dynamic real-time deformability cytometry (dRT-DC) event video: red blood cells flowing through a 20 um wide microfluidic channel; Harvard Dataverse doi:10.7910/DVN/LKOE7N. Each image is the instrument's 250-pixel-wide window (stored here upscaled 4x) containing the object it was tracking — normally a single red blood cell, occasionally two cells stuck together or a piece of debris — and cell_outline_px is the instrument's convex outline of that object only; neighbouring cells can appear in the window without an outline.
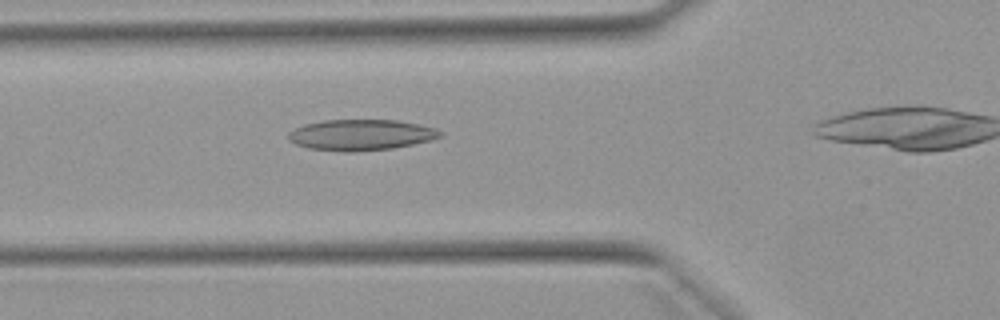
{"species": "Egyptian fruit bat (a non-hibernating species)", "species_latin": "Rousettus aegyptiacus", "temperature_condition": "warm", "stored_images_in_passage": 30, "camera_frame_rate_fps": 3000, "um_per_image_px": 0.085, "animal": {"sex": "female"}, "frame": {"image": 1, "passage_image": 6, "time_ms": 1.667, "image_size_px": [1000, 320], "cell_outline_px": [[444, 136], [432, 140], [392, 148], [352, 152], [344, 152], [308, 148], [296, 144], [288, 140], [288, 132], [304, 124], [324, 120], [396, 120], [436, 128], [444, 132]], "centroid_in_image_um": [30.69, 11.47], "position_along_channel_um": 95.1, "area_um2": 27.4}}
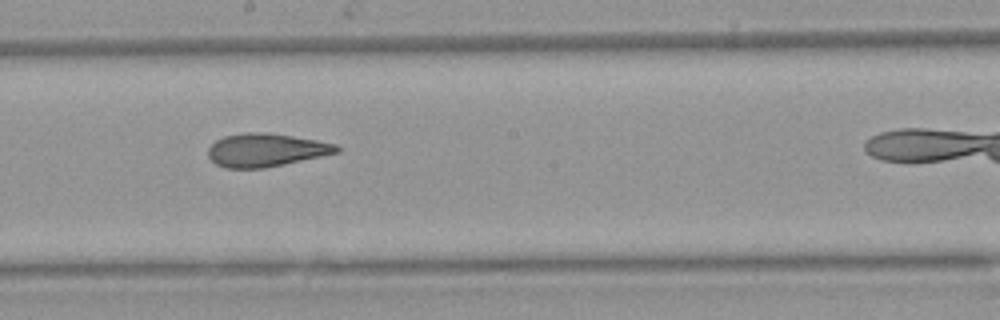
{"frame": {"image": 2, "passage_image": 16, "time_ms": 5.0, "image_size_px": [1000, 320], "cell_outline_px": [[340, 152], [284, 164], [264, 168], [224, 168], [216, 164], [208, 156], [208, 148], [216, 140], [224, 136], [244, 132], [264, 132], [292, 136], [316, 140], [336, 144], [340, 148]], "centroid_in_image_um": [22.59, 12.75], "position_along_channel_um": 225.6, "area_um2": 24.8}}
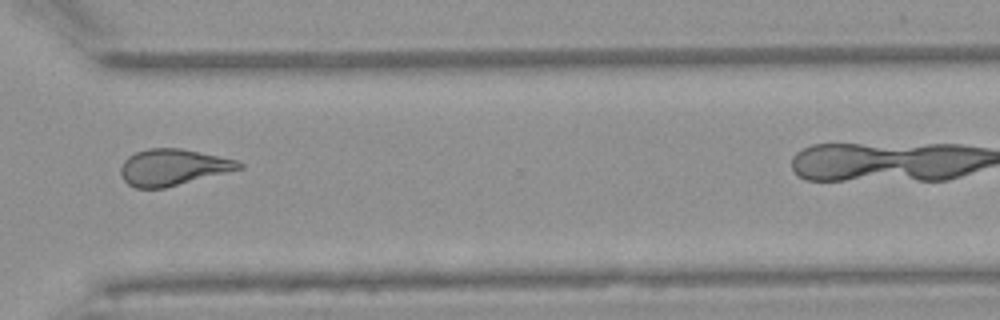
{"frame": {"image": 3, "passage_image": 26, "time_ms": 8.333, "image_size_px": [1000, 320], "cell_outline_px": [[244, 168], [164, 188], [136, 188], [128, 184], [120, 176], [120, 168], [124, 160], [128, 156], [136, 152], [148, 148], [180, 148], [236, 160], [244, 164]], "centroid_in_image_um": [14.67, 14.22], "position_along_channel_um": 355.9, "area_um2": 24.97}}